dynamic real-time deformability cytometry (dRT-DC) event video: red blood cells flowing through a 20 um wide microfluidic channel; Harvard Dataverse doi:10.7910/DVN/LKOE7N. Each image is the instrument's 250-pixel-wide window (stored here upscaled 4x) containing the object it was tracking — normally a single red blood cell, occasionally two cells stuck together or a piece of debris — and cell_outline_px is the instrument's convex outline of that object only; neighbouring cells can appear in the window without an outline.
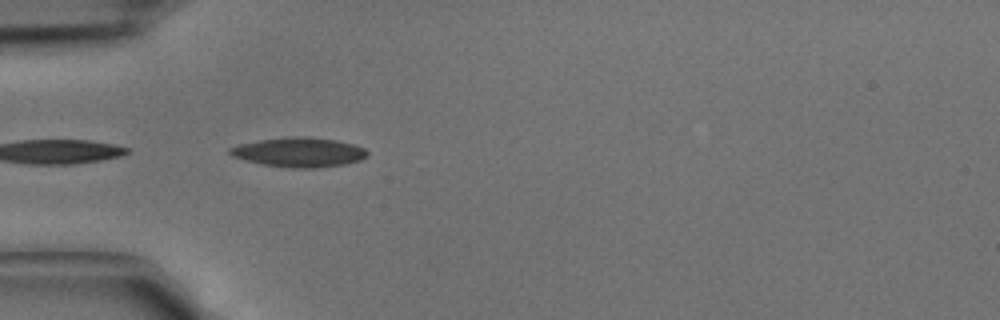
{"species": "common noctule bat (a hibernating species)", "species_latin": "Nyctalus noctula", "temperature_condition": "cold", "stored_images_in_passage": 6, "camera_frame_rate_fps": 3000, "um_per_image_px": 0.085, "animal": {"sex": "male", "body_mass_g": 15.6}, "frame": {"image": 1, "passage_image": 2, "time_ms": 0.333, "image_size_px": [1000, 320], "cell_outline_px": [[368, 156], [360, 160], [344, 164], [316, 168], [288, 168], [260, 164], [232, 156], [228, 152], [228, 148], [240, 144], [260, 140], [288, 136], [308, 136], [336, 140], [352, 144], [364, 148], [368, 152]], "centroid_in_image_um": [25.41, 12.94], "position_along_channel_um": 59.6, "area_um2": 23.76}}